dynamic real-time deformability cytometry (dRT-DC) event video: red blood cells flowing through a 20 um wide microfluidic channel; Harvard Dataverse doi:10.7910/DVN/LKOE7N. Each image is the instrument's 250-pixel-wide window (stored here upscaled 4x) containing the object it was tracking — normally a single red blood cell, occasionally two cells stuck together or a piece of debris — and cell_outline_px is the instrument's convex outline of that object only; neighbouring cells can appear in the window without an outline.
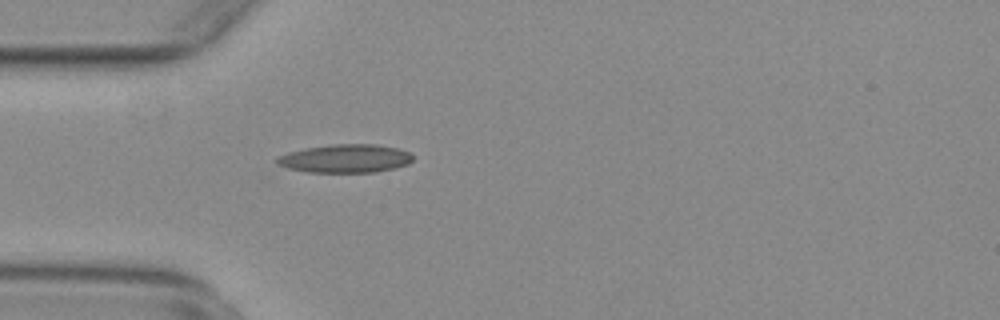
{"species": "common noctule bat (a hibernating species)", "species_latin": "Nyctalus noctula", "temperature_condition": "warm", "stored_images_in_passage": 22, "camera_frame_rate_fps": 3000, "um_per_image_px": 0.085, "animal": {"sex": "female", "body_mass_g": 29.2, "forearm_length_mm": 56.3}, "frame": {"image": 1, "passage_image": 2, "time_ms": 0.333, "image_size_px": [1000, 320], "cell_outline_px": [[412, 160], [408, 164], [376, 172], [308, 172], [288, 168], [276, 164], [276, 156], [288, 152], [304, 148], [332, 144], [376, 144], [396, 148], [408, 152], [412, 156]], "centroid_in_image_um": [29.3, 13.47], "position_along_channel_um": 55.7, "area_um2": 22.43}}
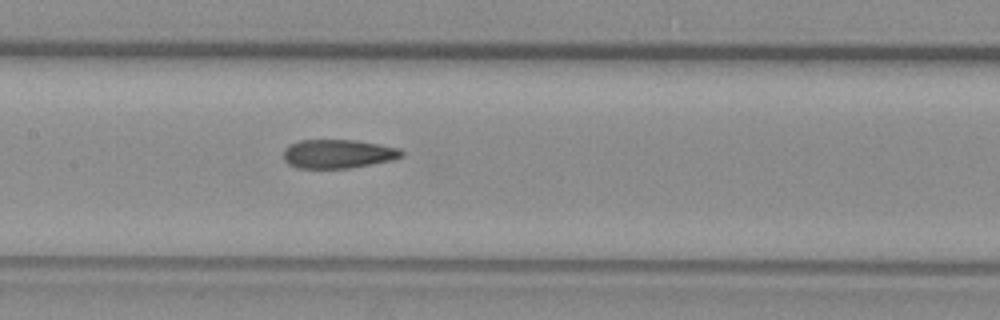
{"frame": {"image": 2, "passage_image": 12, "time_ms": 3.667, "image_size_px": [1000, 320], "cell_outline_px": [[404, 156], [392, 160], [348, 168], [296, 168], [288, 164], [284, 160], [284, 148], [288, 144], [300, 140], [356, 140], [380, 144], [400, 148], [404, 152]], "centroid_in_image_um": [28.72, 13.07], "position_along_channel_um": 178.7, "area_um2": 20.0}}
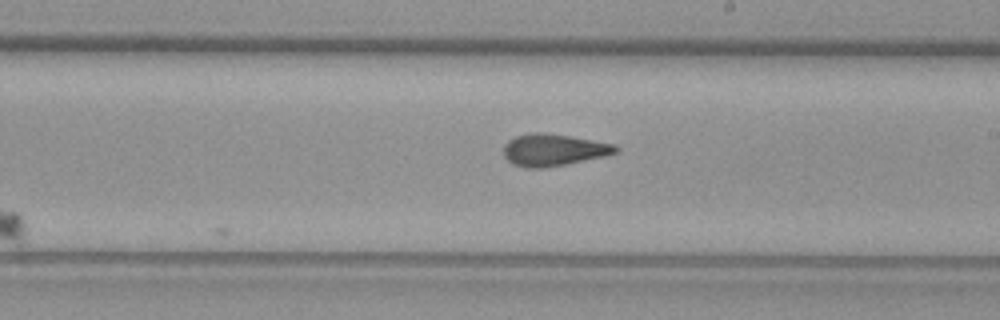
{"frame": {"image": 3, "passage_image": 17, "time_ms": 5.333, "image_size_px": [1000, 320], "cell_outline_px": [[620, 148], [616, 152], [604, 156], [544, 168], [524, 168], [512, 164], [504, 156], [504, 144], [508, 140], [516, 136], [532, 132], [544, 132], [616, 144]], "centroid_in_image_um": [47.01, 12.74], "position_along_channel_um": 242.0, "area_um2": 20.81}}